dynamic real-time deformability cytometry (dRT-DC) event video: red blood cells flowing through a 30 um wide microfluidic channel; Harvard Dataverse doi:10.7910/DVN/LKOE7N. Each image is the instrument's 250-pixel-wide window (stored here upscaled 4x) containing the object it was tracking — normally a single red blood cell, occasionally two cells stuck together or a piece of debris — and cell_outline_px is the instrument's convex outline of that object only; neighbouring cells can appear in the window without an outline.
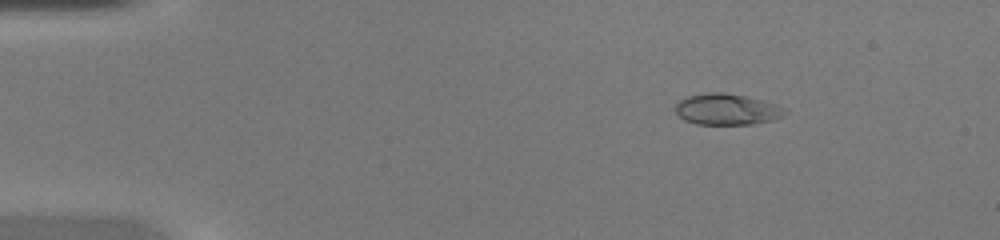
{"species": "common noctule bat (a hibernating species)", "species_latin": "Nyctalus noctula", "temperature_condition": "warm", "stored_images_in_passage": 46, "camera_frame_rate_fps": 3000, "um_per_image_px": 0.085, "animal": {"sex": "female", "body_mass_g": 20.0, "forearm_length_mm": 54.0}, "frame": {"image": 1, "passage_image": 7, "time_ms": 2.0, "image_size_px": [1000, 240], "cell_outline_px": [[788, 112], [784, 116], [772, 120], [752, 124], [696, 124], [684, 120], [676, 112], [676, 104], [680, 100], [688, 96], [708, 92], [724, 92], [748, 96], [776, 104], [784, 108]], "centroid_in_image_um": [61.81, 9.29], "position_along_channel_um": 23.2, "area_um2": 19.94}}
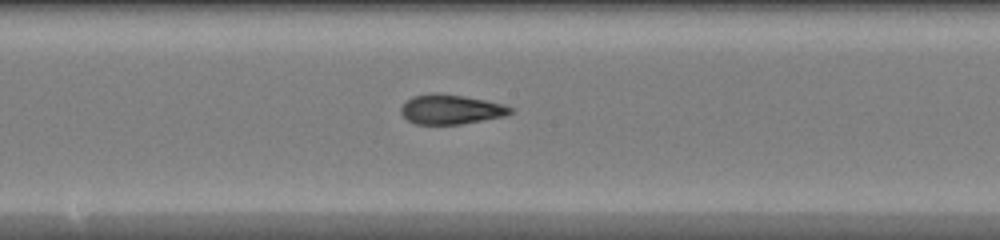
{"frame": {"image": 2, "passage_image": 25, "time_ms": 8.0, "image_size_px": [1000, 240], "cell_outline_px": [[512, 112], [504, 116], [460, 124], [416, 124], [408, 120], [400, 112], [400, 108], [412, 96], [432, 92], [440, 92], [464, 96], [504, 104], [512, 108]], "centroid_in_image_um": [38.3, 9.28], "position_along_channel_um": 209.9, "area_um2": 18.84}}
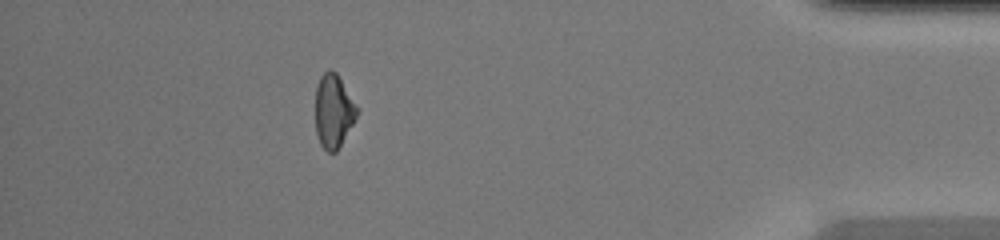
{"frame": {"image": 3, "passage_image": 41, "time_ms": 13.333, "image_size_px": [1000, 240], "cell_outline_px": [[360, 108], [352, 124], [336, 152], [328, 152], [320, 144], [316, 132], [316, 84], [320, 76], [328, 68], [332, 68], [336, 72]], "centroid_in_image_um": [28.35, 9.39], "position_along_channel_um": 406.9, "area_um2": 17.92}}